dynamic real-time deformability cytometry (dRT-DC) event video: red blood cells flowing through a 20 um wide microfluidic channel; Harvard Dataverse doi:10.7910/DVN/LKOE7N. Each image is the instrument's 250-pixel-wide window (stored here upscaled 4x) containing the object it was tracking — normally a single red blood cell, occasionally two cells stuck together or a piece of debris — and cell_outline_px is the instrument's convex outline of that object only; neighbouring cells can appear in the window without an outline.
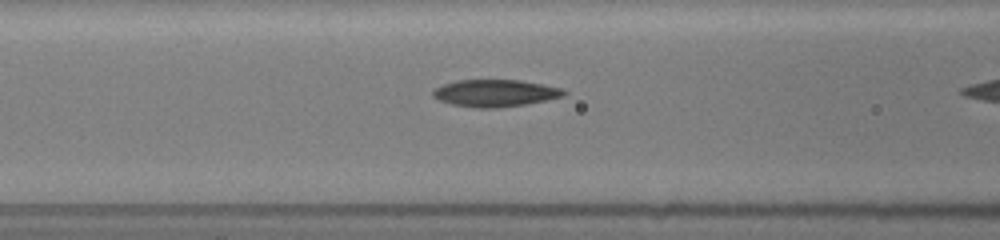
{"species": "common noctule bat (a hibernating species)", "species_latin": "Nyctalus noctula", "temperature_condition": "room temperature", "stored_images_in_passage": 11, "camera_frame_rate_fps": 3000, "um_per_image_px": 0.085, "animal": {"sex": "female", "body_mass_g": 19.5, "forearm_length_mm": 54.1}, "frame": {"image": 1, "passage_image": 10, "time_ms": 3.667, "image_size_px": [1000, 240], "cell_outline_px": [[568, 92], [564, 96], [528, 104], [496, 108], [476, 108], [452, 104], [440, 100], [432, 96], [432, 88], [456, 80], [520, 80], [544, 84], [560, 88]], "centroid_in_image_um": [42.08, 7.91], "position_along_channel_um": 124.5, "area_um2": 20.81}}